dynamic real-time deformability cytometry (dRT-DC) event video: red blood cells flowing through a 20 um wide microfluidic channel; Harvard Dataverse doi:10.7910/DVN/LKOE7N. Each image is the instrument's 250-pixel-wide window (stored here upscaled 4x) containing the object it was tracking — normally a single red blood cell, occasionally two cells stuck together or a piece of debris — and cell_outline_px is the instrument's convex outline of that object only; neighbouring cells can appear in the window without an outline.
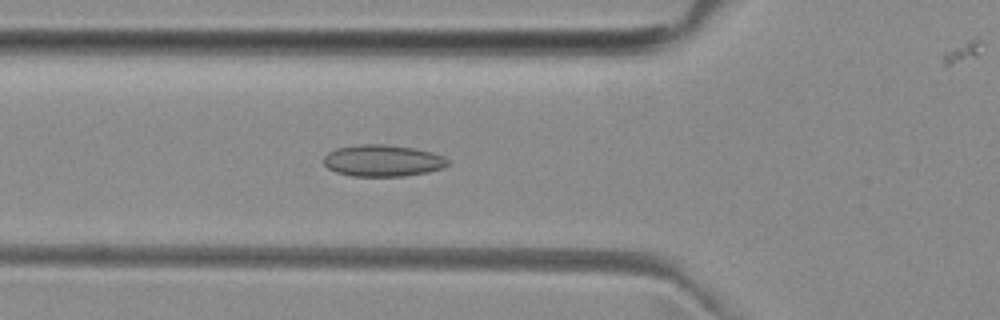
{"species": "common noctule bat (a hibernating species)", "species_latin": "Nyctalus noctula", "temperature_condition": "room temperature", "stored_images_in_passage": 51, "camera_frame_rate_fps": 3000, "um_per_image_px": 0.085, "animal": {"sex": "female", "body_mass_g": 29.2, "forearm_length_mm": 56.3}, "frame": {"image": 1, "passage_image": 18, "time_ms": 5.667, "image_size_px": [1000, 320], "cell_outline_px": [[448, 164], [444, 168], [428, 172], [404, 176], [352, 176], [336, 172], [328, 168], [324, 164], [324, 156], [328, 152], [336, 148], [360, 144], [384, 144], [412, 148], [432, 152], [444, 156], [448, 160]], "centroid_in_image_um": [32.53, 13.65], "position_along_channel_um": 93.3, "area_um2": 22.95}}
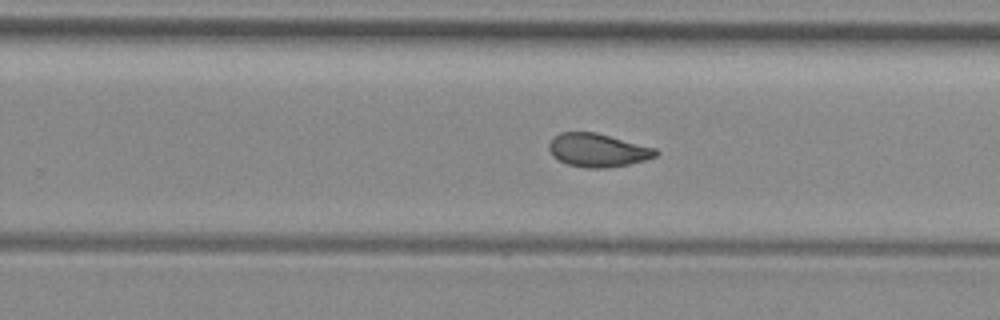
{"frame": {"image": 2, "passage_image": 32, "time_ms": 10.333, "image_size_px": [1000, 320], "cell_outline_px": [[660, 152], [656, 156], [644, 160], [628, 164], [608, 168], [588, 168], [568, 164], [552, 156], [548, 148], [548, 144], [560, 132], [596, 132], [656, 148]], "centroid_in_image_um": [50.82, 12.76], "position_along_channel_um": 279.0, "area_um2": 20.69}}
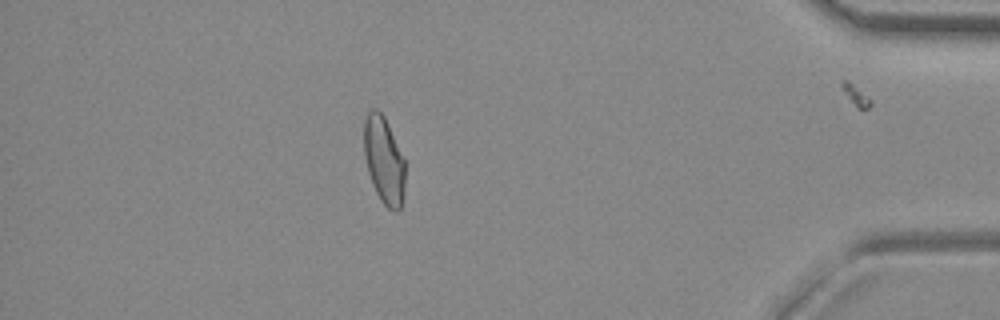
{"frame": {"image": 3, "passage_image": 45, "time_ms": 14.667, "image_size_px": [1000, 320], "cell_outline_px": [[404, 196], [400, 208], [396, 212], [392, 212], [380, 200], [372, 184], [368, 172], [364, 156], [364, 120], [368, 112], [372, 108], [376, 108], [384, 116], [388, 124], [404, 160]], "centroid_in_image_um": [32.62, 13.64], "position_along_channel_um": 402.6, "area_um2": 20.87}, "authors_computed_cell_mechanics": {"area_um2": 21.675, "velocity_mm_per_s": 3.9738, "shape_relaxation_time_tau1_ms": null, "shape_relaxation_time_tau2_ms": 1.5881, "deformation_change_tau1": null, "deformation_change_tau2": 0.072}}